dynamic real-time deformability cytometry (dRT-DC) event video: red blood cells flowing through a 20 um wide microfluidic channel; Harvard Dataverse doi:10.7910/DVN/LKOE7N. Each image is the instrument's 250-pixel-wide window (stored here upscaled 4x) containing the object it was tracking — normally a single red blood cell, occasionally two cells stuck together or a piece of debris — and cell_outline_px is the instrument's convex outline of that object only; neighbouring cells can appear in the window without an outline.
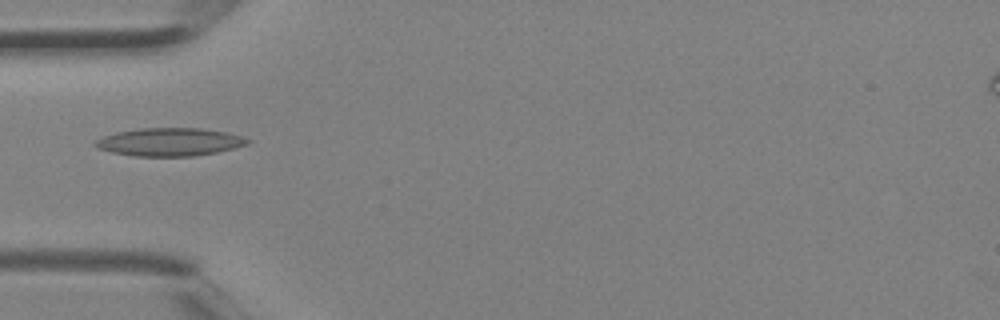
{"species": "Egyptian fruit bat (a non-hibernating species)", "species_latin": "Rousettus aegyptiacus", "temperature_condition": "room temperature", "stored_images_in_passage": 1, "camera_frame_rate_fps": 3000, "um_per_image_px": 0.085, "animal": {"sex": "female"}, "frame": {"image": 1, "passage_image": 1, "time_ms": 0.0, "image_size_px": [1000, 320], "cell_outline_px": [[252, 140], [248, 144], [216, 152], [192, 156], [136, 156], [112, 152], [96, 148], [92, 144], [96, 140], [104, 136], [116, 132], [140, 128], [200, 128], [228, 132]], "centroid_in_image_um": [14.4, 12.06], "position_along_channel_um": 70.6, "area_um2": 24.8}}